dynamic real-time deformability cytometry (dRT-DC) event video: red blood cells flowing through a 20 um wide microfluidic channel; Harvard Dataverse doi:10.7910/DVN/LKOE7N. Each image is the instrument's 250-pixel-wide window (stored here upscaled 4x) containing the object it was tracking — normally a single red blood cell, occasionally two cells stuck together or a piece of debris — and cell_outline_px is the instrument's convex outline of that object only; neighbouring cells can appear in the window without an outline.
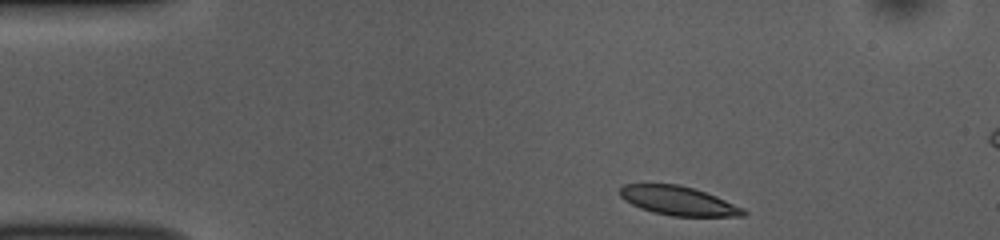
{"species": "common noctule bat (a hibernating species)", "species_latin": "Nyctalus noctula", "temperature_condition": "room temperature", "stored_images_in_passage": 45, "camera_frame_rate_fps": 3000, "um_per_image_px": 0.085, "animal": {"sex": "female", "body_mass_g": 10.0, "forearm_length_mm": 53.1}, "frame": {"image": 1, "passage_image": 1, "time_ms": 0.0, "image_size_px": [1000, 240], "cell_outline_px": [[748, 212], [744, 216], [672, 216], [652, 212], [640, 208], [624, 200], [620, 196], [620, 188], [624, 184], [676, 184], [692, 188], [716, 196], [744, 208]], "centroid_in_image_um": [57.66, 17.07], "position_along_channel_um": 27.3, "area_um2": 20.75}}
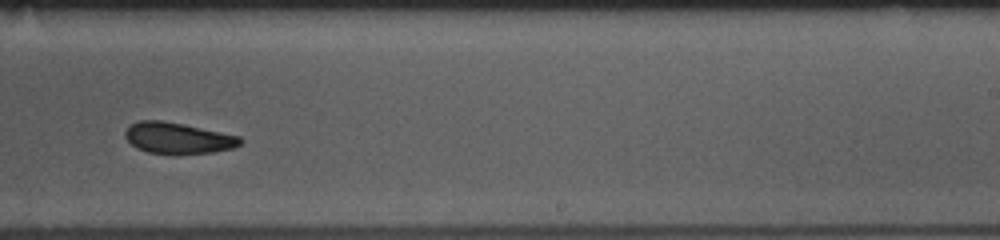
{"frame": {"image": 2, "passage_image": 25, "time_ms": 8.0, "image_size_px": [1000, 240], "cell_outline_px": [[244, 140], [240, 144], [232, 148], [212, 152], [148, 152], [136, 148], [124, 136], [124, 132], [136, 120], [160, 120], [184, 124], [240, 136]], "centroid_in_image_um": [15.11, 11.7], "position_along_channel_um": 273.9, "area_um2": 20.35}}
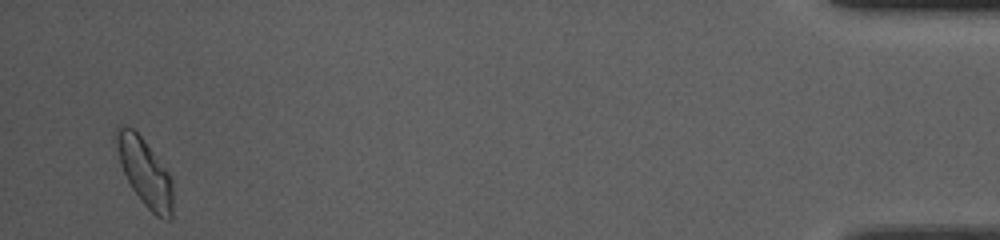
{"frame": {"image": 3, "passage_image": 43, "time_ms": 14.0, "image_size_px": [1000, 240], "cell_outline_px": [[172, 220], [164, 220], [156, 216], [144, 204], [132, 188], [120, 164], [112, 140], [112, 136], [116, 128], [120, 124], [124, 124], [132, 128], [144, 140], [172, 176]], "centroid_in_image_um": [12.27, 14.58], "position_along_channel_um": 422.9, "area_um2": 22.66}, "authors_computed_cell_mechanics": {"area_um2": 21.7328, "velocity_mm_per_s": 3.8179, "shape_relaxation_time_tau1_ms": 4.0873, "shape_relaxation_time_tau2_ms": 4.2222, "deformation_change_tau1": 0.1271, "deformation_change_tau2": 0.0962}}